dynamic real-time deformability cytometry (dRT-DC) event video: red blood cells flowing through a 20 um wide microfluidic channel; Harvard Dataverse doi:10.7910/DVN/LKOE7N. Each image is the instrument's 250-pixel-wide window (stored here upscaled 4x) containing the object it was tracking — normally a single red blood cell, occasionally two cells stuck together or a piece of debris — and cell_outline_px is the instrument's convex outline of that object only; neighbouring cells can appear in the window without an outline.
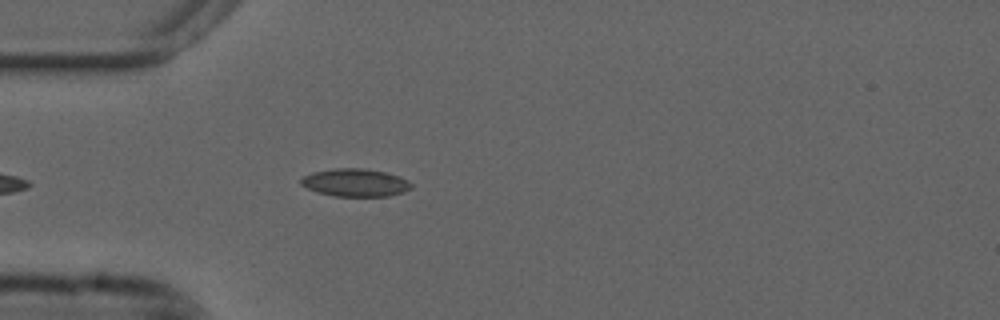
{"species": "common noctule bat (a hibernating species)", "species_latin": "Nyctalus noctula", "temperature_condition": "cold", "stored_images_in_passage": 5, "camera_frame_rate_fps": 3000, "um_per_image_px": 0.085, "animal": {"sex": "male", "forearm_length_mm": 52.5}, "frame": {"image": 1, "passage_image": 1, "time_ms": 0.0, "image_size_px": [1000, 320], "cell_outline_px": [[412, 188], [404, 192], [388, 196], [336, 196], [316, 192], [300, 184], [300, 180], [304, 176], [312, 172], [336, 168], [364, 168], [384, 172], [400, 176], [408, 180], [412, 184]], "centroid_in_image_um": [30.22, 15.52], "position_along_channel_um": 54.8, "area_um2": 17.92}}
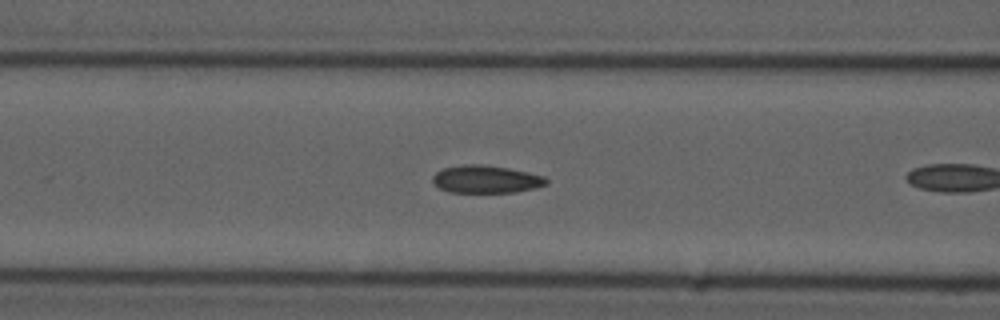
{"frame": {"image": 2, "passage_image": 4, "time_ms": 1.0, "image_size_px": [1000, 320], "cell_outline_px": [[548, 184], [536, 188], [516, 192], [448, 192], [440, 188], [432, 180], [432, 176], [436, 172], [444, 168], [464, 164], [480, 164], [508, 168], [528, 172], [544, 176], [548, 180]], "centroid_in_image_um": [41.33, 15.23], "position_along_channel_um": 125.3, "area_um2": 18.32}}